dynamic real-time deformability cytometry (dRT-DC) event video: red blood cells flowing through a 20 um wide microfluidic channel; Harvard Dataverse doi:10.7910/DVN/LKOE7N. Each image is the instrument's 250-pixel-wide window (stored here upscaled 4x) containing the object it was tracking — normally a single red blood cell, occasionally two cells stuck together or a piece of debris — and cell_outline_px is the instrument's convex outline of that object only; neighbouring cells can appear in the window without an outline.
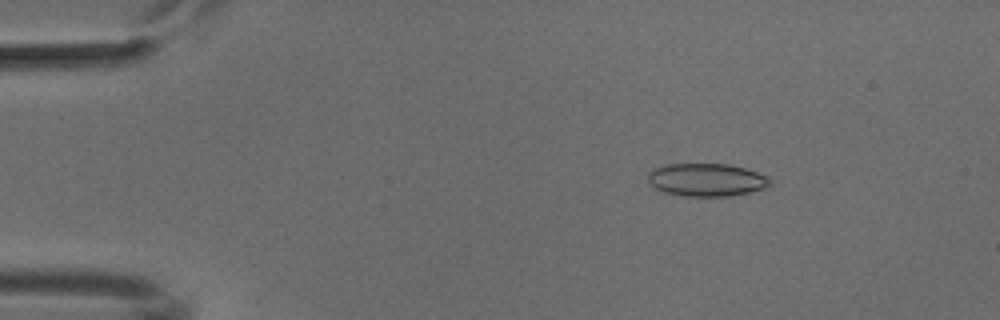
{"species": "common noctule bat (a hibernating species)", "species_latin": "Nyctalus noctula", "temperature_condition": "cold", "stored_images_in_passage": 52, "camera_frame_rate_fps": 3000, "um_per_image_px": 0.085, "animal": {"sex": "male", "body_mass_g": 18.8}, "frame": {"image": 1, "passage_image": 8, "time_ms": 2.333, "image_size_px": [1000, 320], "cell_outline_px": [[772, 180], [764, 188], [732, 196], [684, 196], [664, 192], [656, 188], [648, 180], [648, 172], [656, 168], [668, 164], [728, 164], [744, 168], [768, 176]], "centroid_in_image_um": [60.06, 15.28], "position_along_channel_um": 24.9, "area_um2": 23.18}}
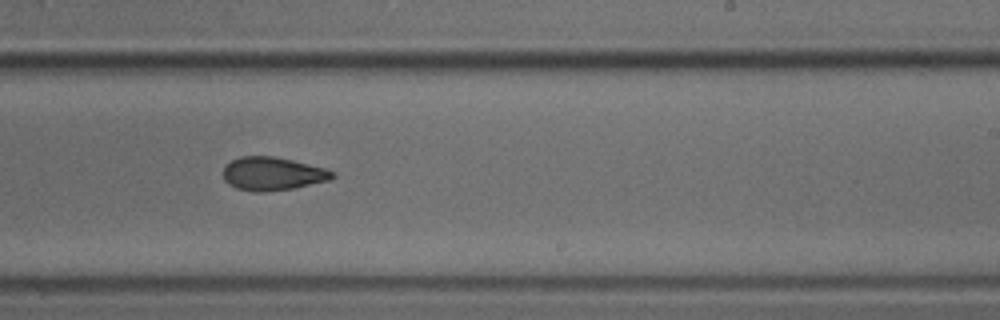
{"frame": {"image": 2, "passage_image": 32, "time_ms": 10.333, "image_size_px": [1000, 320], "cell_outline_px": [[336, 176], [328, 180], [292, 188], [264, 192], [252, 192], [236, 188], [228, 184], [224, 180], [224, 164], [240, 156], [272, 156], [292, 160], [324, 168], [336, 172]], "centroid_in_image_um": [23.13, 14.76], "position_along_channel_um": 265.9, "area_um2": 21.15}}
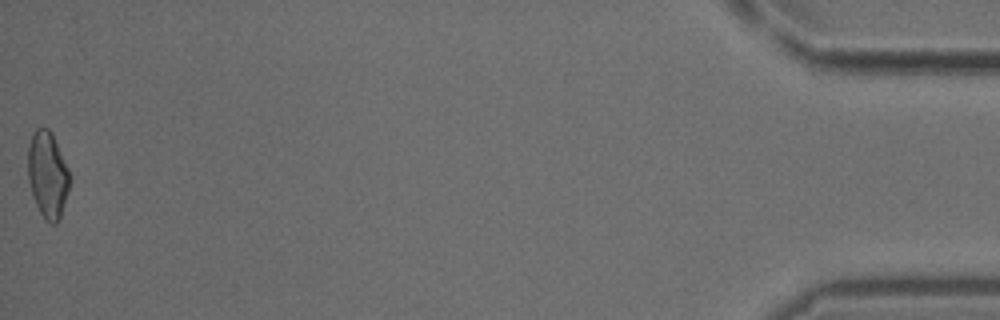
{"frame": {"image": 3, "passage_image": 52, "time_ms": 17.0, "image_size_px": [1000, 320], "cell_outline_px": [[72, 176], [60, 216], [56, 224], [52, 224], [44, 220], [32, 196], [28, 180], [28, 148], [32, 136], [36, 128], [48, 128], [52, 132]], "centroid_in_image_um": [4.05, 14.85], "position_along_channel_um": 431.1, "area_um2": 21.1}}